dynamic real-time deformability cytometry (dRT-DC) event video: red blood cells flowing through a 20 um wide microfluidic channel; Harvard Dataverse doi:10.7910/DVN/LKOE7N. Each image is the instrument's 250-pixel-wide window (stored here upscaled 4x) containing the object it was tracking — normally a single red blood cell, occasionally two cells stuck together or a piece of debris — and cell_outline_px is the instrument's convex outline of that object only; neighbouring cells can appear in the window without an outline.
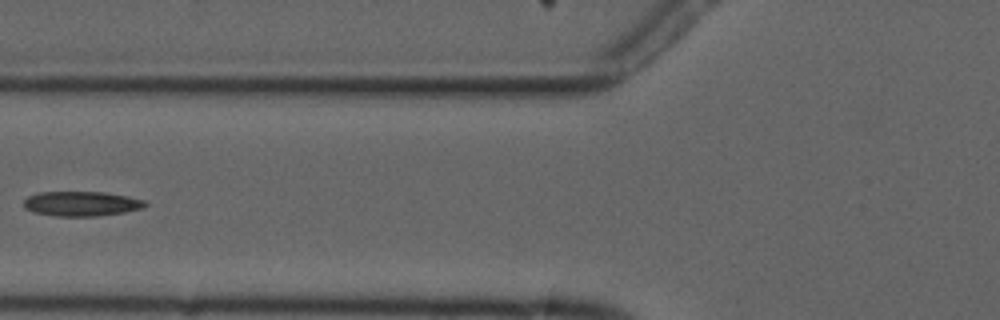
{"species": "common noctule bat (a hibernating species)", "species_latin": "Nyctalus noctula", "temperature_condition": "cold", "stored_images_in_passage": 7, "camera_frame_rate_fps": 3000, "um_per_image_px": 0.085, "animal": {"sex": "male", "forearm_length_mm": 52.5}, "frame": {"image": 1, "passage_image": 6, "time_ms": 6.0, "image_size_px": [1000, 320], "cell_outline_px": [[148, 204], [144, 208], [124, 212], [96, 216], [56, 216], [36, 212], [24, 208], [24, 200], [28, 196], [40, 192], [104, 192], [128, 196], [144, 200]], "centroid_in_image_um": [6.95, 17.31], "position_along_channel_um": 118.9, "area_um2": 17.46}}
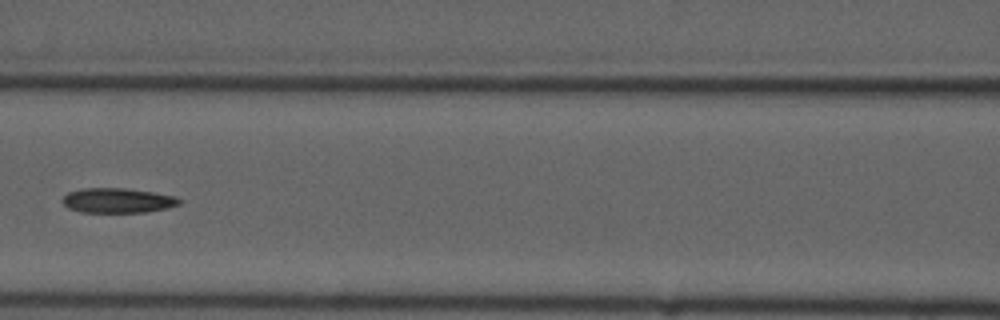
{"frame": {"image": 2, "passage_image": 7, "time_ms": 7.0, "image_size_px": [1000, 320], "cell_outline_px": [[184, 200], [180, 204], [168, 208], [144, 212], [80, 212], [68, 208], [64, 204], [64, 196], [68, 192], [84, 188], [124, 188], [152, 192], [172, 196]], "centroid_in_image_um": [10.02, 17.04], "position_along_channel_um": 156.6, "area_um2": 16.76}}